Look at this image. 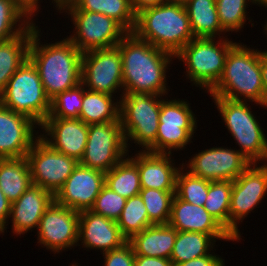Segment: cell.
Returning a JSON list of instances; mask_svg holds the SVG:
<instances>
[{
  "instance_id": "cell-35",
  "label": "cell",
  "mask_w": 267,
  "mask_h": 266,
  "mask_svg": "<svg viewBox=\"0 0 267 266\" xmlns=\"http://www.w3.org/2000/svg\"><path fill=\"white\" fill-rule=\"evenodd\" d=\"M232 181H210L203 207L229 232Z\"/></svg>"
},
{
  "instance_id": "cell-21",
  "label": "cell",
  "mask_w": 267,
  "mask_h": 266,
  "mask_svg": "<svg viewBox=\"0 0 267 266\" xmlns=\"http://www.w3.org/2000/svg\"><path fill=\"white\" fill-rule=\"evenodd\" d=\"M86 251L100 250L101 254L120 248L127 240L122 236L118 224L91 210L79 212L78 246Z\"/></svg>"
},
{
  "instance_id": "cell-16",
  "label": "cell",
  "mask_w": 267,
  "mask_h": 266,
  "mask_svg": "<svg viewBox=\"0 0 267 266\" xmlns=\"http://www.w3.org/2000/svg\"><path fill=\"white\" fill-rule=\"evenodd\" d=\"M192 156L187 164V161L181 164L193 175L209 181H234L251 165L236 148L231 147L215 146Z\"/></svg>"
},
{
  "instance_id": "cell-24",
  "label": "cell",
  "mask_w": 267,
  "mask_h": 266,
  "mask_svg": "<svg viewBox=\"0 0 267 266\" xmlns=\"http://www.w3.org/2000/svg\"><path fill=\"white\" fill-rule=\"evenodd\" d=\"M177 230L169 224H154L135 234L128 242L135 255L170 259Z\"/></svg>"
},
{
  "instance_id": "cell-49",
  "label": "cell",
  "mask_w": 267,
  "mask_h": 266,
  "mask_svg": "<svg viewBox=\"0 0 267 266\" xmlns=\"http://www.w3.org/2000/svg\"><path fill=\"white\" fill-rule=\"evenodd\" d=\"M263 26H264L263 27L264 28L263 29L264 30L263 32H265L266 33L265 35H267V19H266V23ZM258 51H259V53H265V54H267V50L264 51V50H260L259 49Z\"/></svg>"
},
{
  "instance_id": "cell-31",
  "label": "cell",
  "mask_w": 267,
  "mask_h": 266,
  "mask_svg": "<svg viewBox=\"0 0 267 266\" xmlns=\"http://www.w3.org/2000/svg\"><path fill=\"white\" fill-rule=\"evenodd\" d=\"M105 185L126 199L139 195L140 174L129 152L125 158L105 173Z\"/></svg>"
},
{
  "instance_id": "cell-18",
  "label": "cell",
  "mask_w": 267,
  "mask_h": 266,
  "mask_svg": "<svg viewBox=\"0 0 267 266\" xmlns=\"http://www.w3.org/2000/svg\"><path fill=\"white\" fill-rule=\"evenodd\" d=\"M37 127L31 118L0 103V158L26 157L39 138Z\"/></svg>"
},
{
  "instance_id": "cell-30",
  "label": "cell",
  "mask_w": 267,
  "mask_h": 266,
  "mask_svg": "<svg viewBox=\"0 0 267 266\" xmlns=\"http://www.w3.org/2000/svg\"><path fill=\"white\" fill-rule=\"evenodd\" d=\"M216 239L209 234L177 231L170 260L175 264L199 258L214 251Z\"/></svg>"
},
{
  "instance_id": "cell-8",
  "label": "cell",
  "mask_w": 267,
  "mask_h": 266,
  "mask_svg": "<svg viewBox=\"0 0 267 266\" xmlns=\"http://www.w3.org/2000/svg\"><path fill=\"white\" fill-rule=\"evenodd\" d=\"M0 103L31 118L39 126L48 117L51 100L46 95L36 67L29 59L9 79L6 88L0 94Z\"/></svg>"
},
{
  "instance_id": "cell-46",
  "label": "cell",
  "mask_w": 267,
  "mask_h": 266,
  "mask_svg": "<svg viewBox=\"0 0 267 266\" xmlns=\"http://www.w3.org/2000/svg\"><path fill=\"white\" fill-rule=\"evenodd\" d=\"M164 2L165 0H130L132 9L135 13H138L147 7L160 5Z\"/></svg>"
},
{
  "instance_id": "cell-27",
  "label": "cell",
  "mask_w": 267,
  "mask_h": 266,
  "mask_svg": "<svg viewBox=\"0 0 267 266\" xmlns=\"http://www.w3.org/2000/svg\"><path fill=\"white\" fill-rule=\"evenodd\" d=\"M33 33V24L20 35L0 42V94L9 79L28 59L29 45Z\"/></svg>"
},
{
  "instance_id": "cell-51",
  "label": "cell",
  "mask_w": 267,
  "mask_h": 266,
  "mask_svg": "<svg viewBox=\"0 0 267 266\" xmlns=\"http://www.w3.org/2000/svg\"><path fill=\"white\" fill-rule=\"evenodd\" d=\"M70 266H78L77 262L72 263Z\"/></svg>"
},
{
  "instance_id": "cell-25",
  "label": "cell",
  "mask_w": 267,
  "mask_h": 266,
  "mask_svg": "<svg viewBox=\"0 0 267 266\" xmlns=\"http://www.w3.org/2000/svg\"><path fill=\"white\" fill-rule=\"evenodd\" d=\"M57 10L101 13L117 21L127 32H133L136 24V13L130 0H74L72 3L57 4Z\"/></svg>"
},
{
  "instance_id": "cell-38",
  "label": "cell",
  "mask_w": 267,
  "mask_h": 266,
  "mask_svg": "<svg viewBox=\"0 0 267 266\" xmlns=\"http://www.w3.org/2000/svg\"><path fill=\"white\" fill-rule=\"evenodd\" d=\"M85 87L79 83L75 87L57 94L51 99L48 117L79 119Z\"/></svg>"
},
{
  "instance_id": "cell-26",
  "label": "cell",
  "mask_w": 267,
  "mask_h": 266,
  "mask_svg": "<svg viewBox=\"0 0 267 266\" xmlns=\"http://www.w3.org/2000/svg\"><path fill=\"white\" fill-rule=\"evenodd\" d=\"M184 5L195 38L227 37L219 23L215 0H188Z\"/></svg>"
},
{
  "instance_id": "cell-28",
  "label": "cell",
  "mask_w": 267,
  "mask_h": 266,
  "mask_svg": "<svg viewBox=\"0 0 267 266\" xmlns=\"http://www.w3.org/2000/svg\"><path fill=\"white\" fill-rule=\"evenodd\" d=\"M120 98L85 89L79 119L87 125L120 122Z\"/></svg>"
},
{
  "instance_id": "cell-23",
  "label": "cell",
  "mask_w": 267,
  "mask_h": 266,
  "mask_svg": "<svg viewBox=\"0 0 267 266\" xmlns=\"http://www.w3.org/2000/svg\"><path fill=\"white\" fill-rule=\"evenodd\" d=\"M54 201V195L40 186L31 185L15 202L11 203L9 220L12 233L21 237L37 229L45 210Z\"/></svg>"
},
{
  "instance_id": "cell-33",
  "label": "cell",
  "mask_w": 267,
  "mask_h": 266,
  "mask_svg": "<svg viewBox=\"0 0 267 266\" xmlns=\"http://www.w3.org/2000/svg\"><path fill=\"white\" fill-rule=\"evenodd\" d=\"M116 223L127 241L145 228L154 225L148 218L147 209L140 194L127 199Z\"/></svg>"
},
{
  "instance_id": "cell-44",
  "label": "cell",
  "mask_w": 267,
  "mask_h": 266,
  "mask_svg": "<svg viewBox=\"0 0 267 266\" xmlns=\"http://www.w3.org/2000/svg\"><path fill=\"white\" fill-rule=\"evenodd\" d=\"M23 8H25L32 16H38L39 9L41 6L39 5L42 0H16ZM53 5L57 10V0H51ZM40 2V3H39ZM55 3V4H54Z\"/></svg>"
},
{
  "instance_id": "cell-5",
  "label": "cell",
  "mask_w": 267,
  "mask_h": 266,
  "mask_svg": "<svg viewBox=\"0 0 267 266\" xmlns=\"http://www.w3.org/2000/svg\"><path fill=\"white\" fill-rule=\"evenodd\" d=\"M222 122L251 164L267 163V137L247 101L212 97Z\"/></svg>"
},
{
  "instance_id": "cell-36",
  "label": "cell",
  "mask_w": 267,
  "mask_h": 266,
  "mask_svg": "<svg viewBox=\"0 0 267 266\" xmlns=\"http://www.w3.org/2000/svg\"><path fill=\"white\" fill-rule=\"evenodd\" d=\"M210 181L193 175L182 165L176 177L175 194L193 205L203 206L207 198Z\"/></svg>"
},
{
  "instance_id": "cell-20",
  "label": "cell",
  "mask_w": 267,
  "mask_h": 266,
  "mask_svg": "<svg viewBox=\"0 0 267 266\" xmlns=\"http://www.w3.org/2000/svg\"><path fill=\"white\" fill-rule=\"evenodd\" d=\"M168 224L177 231L204 233L217 241L238 242L203 206L181 200L176 194L172 199Z\"/></svg>"
},
{
  "instance_id": "cell-34",
  "label": "cell",
  "mask_w": 267,
  "mask_h": 266,
  "mask_svg": "<svg viewBox=\"0 0 267 266\" xmlns=\"http://www.w3.org/2000/svg\"><path fill=\"white\" fill-rule=\"evenodd\" d=\"M219 23L225 32H241L248 20L254 27L247 12L248 6L253 5L255 0H215ZM251 3V4H250ZM250 4V5H249ZM249 17V18H248Z\"/></svg>"
},
{
  "instance_id": "cell-45",
  "label": "cell",
  "mask_w": 267,
  "mask_h": 266,
  "mask_svg": "<svg viewBox=\"0 0 267 266\" xmlns=\"http://www.w3.org/2000/svg\"><path fill=\"white\" fill-rule=\"evenodd\" d=\"M262 82L264 86L263 106L267 108V54L259 53Z\"/></svg>"
},
{
  "instance_id": "cell-1",
  "label": "cell",
  "mask_w": 267,
  "mask_h": 266,
  "mask_svg": "<svg viewBox=\"0 0 267 266\" xmlns=\"http://www.w3.org/2000/svg\"><path fill=\"white\" fill-rule=\"evenodd\" d=\"M117 46L122 57L124 93L168 95L166 74L174 55L138 38L133 32H128Z\"/></svg>"
},
{
  "instance_id": "cell-14",
  "label": "cell",
  "mask_w": 267,
  "mask_h": 266,
  "mask_svg": "<svg viewBox=\"0 0 267 266\" xmlns=\"http://www.w3.org/2000/svg\"><path fill=\"white\" fill-rule=\"evenodd\" d=\"M32 184L50 191L53 195L63 186L79 162L52 149L40 137L26 156Z\"/></svg>"
},
{
  "instance_id": "cell-43",
  "label": "cell",
  "mask_w": 267,
  "mask_h": 266,
  "mask_svg": "<svg viewBox=\"0 0 267 266\" xmlns=\"http://www.w3.org/2000/svg\"><path fill=\"white\" fill-rule=\"evenodd\" d=\"M134 266H173L170 259L135 255Z\"/></svg>"
},
{
  "instance_id": "cell-12",
  "label": "cell",
  "mask_w": 267,
  "mask_h": 266,
  "mask_svg": "<svg viewBox=\"0 0 267 266\" xmlns=\"http://www.w3.org/2000/svg\"><path fill=\"white\" fill-rule=\"evenodd\" d=\"M81 83L91 91L122 96V57L118 46L94 49L82 54ZM122 90V91H121ZM119 92V93H118Z\"/></svg>"
},
{
  "instance_id": "cell-10",
  "label": "cell",
  "mask_w": 267,
  "mask_h": 266,
  "mask_svg": "<svg viewBox=\"0 0 267 266\" xmlns=\"http://www.w3.org/2000/svg\"><path fill=\"white\" fill-rule=\"evenodd\" d=\"M56 12L69 16L67 18L75 27L73 34L66 37L82 53L117 46L128 33L117 21L101 13L83 10H57Z\"/></svg>"
},
{
  "instance_id": "cell-41",
  "label": "cell",
  "mask_w": 267,
  "mask_h": 266,
  "mask_svg": "<svg viewBox=\"0 0 267 266\" xmlns=\"http://www.w3.org/2000/svg\"><path fill=\"white\" fill-rule=\"evenodd\" d=\"M174 266H225V260L212 251L211 254L175 264Z\"/></svg>"
},
{
  "instance_id": "cell-13",
  "label": "cell",
  "mask_w": 267,
  "mask_h": 266,
  "mask_svg": "<svg viewBox=\"0 0 267 266\" xmlns=\"http://www.w3.org/2000/svg\"><path fill=\"white\" fill-rule=\"evenodd\" d=\"M267 196V163L251 164L238 178L232 181L229 209V233L239 242V223ZM238 225V226H237Z\"/></svg>"
},
{
  "instance_id": "cell-48",
  "label": "cell",
  "mask_w": 267,
  "mask_h": 266,
  "mask_svg": "<svg viewBox=\"0 0 267 266\" xmlns=\"http://www.w3.org/2000/svg\"><path fill=\"white\" fill-rule=\"evenodd\" d=\"M188 0H165V3H179L185 4Z\"/></svg>"
},
{
  "instance_id": "cell-22",
  "label": "cell",
  "mask_w": 267,
  "mask_h": 266,
  "mask_svg": "<svg viewBox=\"0 0 267 266\" xmlns=\"http://www.w3.org/2000/svg\"><path fill=\"white\" fill-rule=\"evenodd\" d=\"M172 155L139 150L130 156L137 165L141 188L176 191V177L182 165L176 166Z\"/></svg>"
},
{
  "instance_id": "cell-6",
  "label": "cell",
  "mask_w": 267,
  "mask_h": 266,
  "mask_svg": "<svg viewBox=\"0 0 267 266\" xmlns=\"http://www.w3.org/2000/svg\"><path fill=\"white\" fill-rule=\"evenodd\" d=\"M230 38H193L175 56L186 67L185 77L191 86L199 87L207 93L220 79L226 56L237 43Z\"/></svg>"
},
{
  "instance_id": "cell-37",
  "label": "cell",
  "mask_w": 267,
  "mask_h": 266,
  "mask_svg": "<svg viewBox=\"0 0 267 266\" xmlns=\"http://www.w3.org/2000/svg\"><path fill=\"white\" fill-rule=\"evenodd\" d=\"M176 191L141 188L140 196L153 224H168L171 216V203Z\"/></svg>"
},
{
  "instance_id": "cell-17",
  "label": "cell",
  "mask_w": 267,
  "mask_h": 266,
  "mask_svg": "<svg viewBox=\"0 0 267 266\" xmlns=\"http://www.w3.org/2000/svg\"><path fill=\"white\" fill-rule=\"evenodd\" d=\"M104 185V172L78 164L54 195V201L78 212L90 210Z\"/></svg>"
},
{
  "instance_id": "cell-32",
  "label": "cell",
  "mask_w": 267,
  "mask_h": 266,
  "mask_svg": "<svg viewBox=\"0 0 267 266\" xmlns=\"http://www.w3.org/2000/svg\"><path fill=\"white\" fill-rule=\"evenodd\" d=\"M33 18L16 0H0V42L25 32L37 22Z\"/></svg>"
},
{
  "instance_id": "cell-50",
  "label": "cell",
  "mask_w": 267,
  "mask_h": 266,
  "mask_svg": "<svg viewBox=\"0 0 267 266\" xmlns=\"http://www.w3.org/2000/svg\"><path fill=\"white\" fill-rule=\"evenodd\" d=\"M74 0H57V4H67L72 3Z\"/></svg>"
},
{
  "instance_id": "cell-7",
  "label": "cell",
  "mask_w": 267,
  "mask_h": 266,
  "mask_svg": "<svg viewBox=\"0 0 267 266\" xmlns=\"http://www.w3.org/2000/svg\"><path fill=\"white\" fill-rule=\"evenodd\" d=\"M164 99L161 95L142 92H125L121 96L119 119L128 152H131L132 143L139 145L138 149L142 151H147L155 143Z\"/></svg>"
},
{
  "instance_id": "cell-40",
  "label": "cell",
  "mask_w": 267,
  "mask_h": 266,
  "mask_svg": "<svg viewBox=\"0 0 267 266\" xmlns=\"http://www.w3.org/2000/svg\"><path fill=\"white\" fill-rule=\"evenodd\" d=\"M103 266H134L135 254L132 245L127 241L120 248L103 253Z\"/></svg>"
},
{
  "instance_id": "cell-19",
  "label": "cell",
  "mask_w": 267,
  "mask_h": 266,
  "mask_svg": "<svg viewBox=\"0 0 267 266\" xmlns=\"http://www.w3.org/2000/svg\"><path fill=\"white\" fill-rule=\"evenodd\" d=\"M88 129L89 125L81 119L47 117L39 127V137L52 149L80 162L85 152Z\"/></svg>"
},
{
  "instance_id": "cell-47",
  "label": "cell",
  "mask_w": 267,
  "mask_h": 266,
  "mask_svg": "<svg viewBox=\"0 0 267 266\" xmlns=\"http://www.w3.org/2000/svg\"><path fill=\"white\" fill-rule=\"evenodd\" d=\"M254 5L267 8V0H255Z\"/></svg>"
},
{
  "instance_id": "cell-3",
  "label": "cell",
  "mask_w": 267,
  "mask_h": 266,
  "mask_svg": "<svg viewBox=\"0 0 267 266\" xmlns=\"http://www.w3.org/2000/svg\"><path fill=\"white\" fill-rule=\"evenodd\" d=\"M208 93L210 97L247 101L266 109L258 48L236 43L226 56L220 79Z\"/></svg>"
},
{
  "instance_id": "cell-29",
  "label": "cell",
  "mask_w": 267,
  "mask_h": 266,
  "mask_svg": "<svg viewBox=\"0 0 267 266\" xmlns=\"http://www.w3.org/2000/svg\"><path fill=\"white\" fill-rule=\"evenodd\" d=\"M31 185L26 157L0 158V189L11 203L18 200Z\"/></svg>"
},
{
  "instance_id": "cell-39",
  "label": "cell",
  "mask_w": 267,
  "mask_h": 266,
  "mask_svg": "<svg viewBox=\"0 0 267 266\" xmlns=\"http://www.w3.org/2000/svg\"><path fill=\"white\" fill-rule=\"evenodd\" d=\"M126 201V198L104 185L90 210L116 222L123 211Z\"/></svg>"
},
{
  "instance_id": "cell-9",
  "label": "cell",
  "mask_w": 267,
  "mask_h": 266,
  "mask_svg": "<svg viewBox=\"0 0 267 266\" xmlns=\"http://www.w3.org/2000/svg\"><path fill=\"white\" fill-rule=\"evenodd\" d=\"M186 99L165 97L161 102L159 126L155 143L147 150L153 153L182 151L193 143L197 129V116ZM196 116V117H195ZM173 151V152H172Z\"/></svg>"
},
{
  "instance_id": "cell-42",
  "label": "cell",
  "mask_w": 267,
  "mask_h": 266,
  "mask_svg": "<svg viewBox=\"0 0 267 266\" xmlns=\"http://www.w3.org/2000/svg\"><path fill=\"white\" fill-rule=\"evenodd\" d=\"M11 213V202L6 198L4 193L0 189V235H4L5 230L10 218Z\"/></svg>"
},
{
  "instance_id": "cell-15",
  "label": "cell",
  "mask_w": 267,
  "mask_h": 266,
  "mask_svg": "<svg viewBox=\"0 0 267 266\" xmlns=\"http://www.w3.org/2000/svg\"><path fill=\"white\" fill-rule=\"evenodd\" d=\"M35 231L38 245L53 254L70 250L78 246L79 212L53 201Z\"/></svg>"
},
{
  "instance_id": "cell-11",
  "label": "cell",
  "mask_w": 267,
  "mask_h": 266,
  "mask_svg": "<svg viewBox=\"0 0 267 266\" xmlns=\"http://www.w3.org/2000/svg\"><path fill=\"white\" fill-rule=\"evenodd\" d=\"M128 155L121 122L91 124L79 164L107 173Z\"/></svg>"
},
{
  "instance_id": "cell-2",
  "label": "cell",
  "mask_w": 267,
  "mask_h": 266,
  "mask_svg": "<svg viewBox=\"0 0 267 266\" xmlns=\"http://www.w3.org/2000/svg\"><path fill=\"white\" fill-rule=\"evenodd\" d=\"M38 28L34 22L28 59L36 67L46 95L51 100L81 83L83 53L67 37L55 43L44 41L41 44L42 33Z\"/></svg>"
},
{
  "instance_id": "cell-4",
  "label": "cell",
  "mask_w": 267,
  "mask_h": 266,
  "mask_svg": "<svg viewBox=\"0 0 267 266\" xmlns=\"http://www.w3.org/2000/svg\"><path fill=\"white\" fill-rule=\"evenodd\" d=\"M133 33L176 56L194 37L184 4L162 3L136 13Z\"/></svg>"
}]
</instances>
